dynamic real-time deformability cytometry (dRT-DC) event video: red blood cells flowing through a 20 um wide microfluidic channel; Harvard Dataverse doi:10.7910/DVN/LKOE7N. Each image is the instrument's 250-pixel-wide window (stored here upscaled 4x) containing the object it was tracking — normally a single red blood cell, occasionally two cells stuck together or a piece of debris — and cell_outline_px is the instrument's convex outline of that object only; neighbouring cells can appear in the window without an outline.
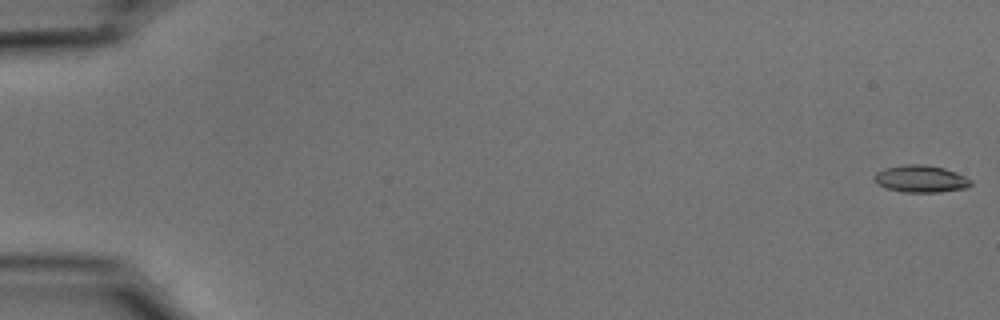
{"species": "common noctule bat (a hibernating species)", "species_latin": "Nyctalus noctula", "temperature_condition": "cold", "stored_images_in_passage": 55, "camera_frame_rate_fps": 3000, "um_per_image_px": 0.085, "animal": {"sex": "male", "body_mass_g": 15.6}, "frame": {"image": 1, "passage_image": 1, "time_ms": 0.0, "image_size_px": [1000, 320], "cell_outline_px": [[972, 184], [968, 188], [940, 192], [904, 192], [888, 188], [880, 184], [872, 176], [876, 172], [884, 168], [908, 164], [924, 164], [944, 168], [956, 172], [972, 180]], "centroid_in_image_um": [78.31, 15.2], "position_along_channel_um": 6.7, "area_um2": 15.2}}
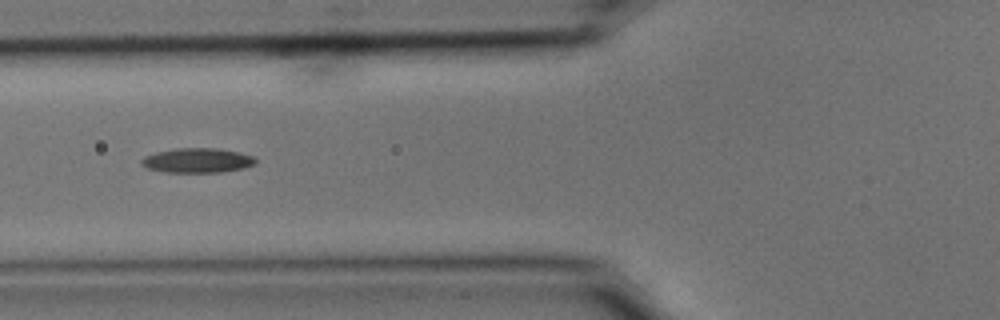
{"frame": {"image": 2, "passage_image": 22, "time_ms": 7.0, "image_size_px": [1000, 320], "cell_outline_px": [[256, 164], [244, 168], [224, 172], [164, 172], [148, 168], [140, 164], [140, 160], [144, 156], [156, 152], [176, 148], [216, 148], [240, 152], [252, 156], [256, 160]], "centroid_in_image_um": [16.77, 13.63], "position_along_channel_um": 109.0, "area_um2": 16.47}}
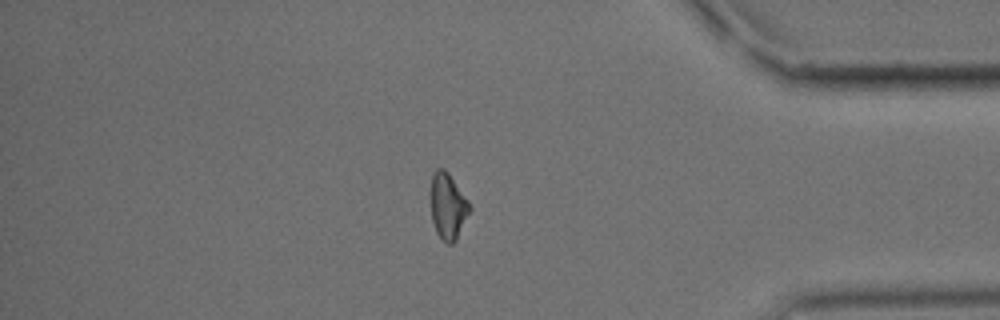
{"frame": {"image": 3, "passage_image": 47, "time_ms": 15.333, "image_size_px": [1000, 320], "cell_outline_px": [[472, 208], [456, 240], [452, 244], [448, 244], [436, 232], [432, 220], [428, 196], [428, 192], [432, 172], [436, 168], [444, 168], [448, 172], [468, 200]], "centroid_in_image_um": [38.02, 17.47], "position_along_channel_um": 397.2, "area_um2": 15.55}, "authors_computed_cell_mechanics": {"area_um2": 15.4326, "velocity_mm_per_s": 3.7515, "shape_relaxation_time_tau1_ms": 7.7179, "shape_relaxation_time_tau2_ms": null, "deformation_change_tau1": 0.1752, "deformation_change_tau2": null}}